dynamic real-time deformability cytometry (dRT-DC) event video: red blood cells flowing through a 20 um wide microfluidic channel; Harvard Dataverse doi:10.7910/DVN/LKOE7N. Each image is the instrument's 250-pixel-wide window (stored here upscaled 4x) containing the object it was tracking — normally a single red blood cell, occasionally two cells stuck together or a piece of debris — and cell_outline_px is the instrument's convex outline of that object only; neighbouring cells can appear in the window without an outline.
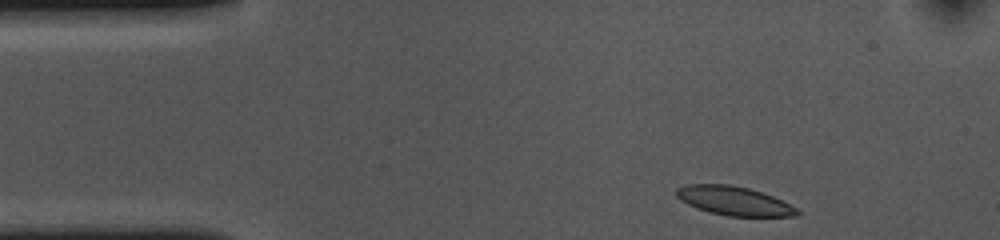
{"species": "common noctule bat (a hibernating species)", "species_latin": "Nyctalus noctula", "temperature_condition": "cold", "stored_images_in_passage": 38, "camera_frame_rate_fps": 3000, "um_per_image_px": 0.085, "animal": {"sex": "female", "body_mass_g": 10.0, "forearm_length_mm": 53.1}, "frame": {"image": 1, "passage_image": 1, "time_ms": 0.0, "image_size_px": [1000, 240], "cell_outline_px": [[800, 212], [796, 216], [728, 216], [708, 212], [696, 208], [680, 200], [676, 196], [676, 188], [688, 184], [732, 184], [764, 192], [796, 208]], "centroid_in_image_um": [62.35, 17.06], "position_along_channel_um": 22.6, "area_um2": 20.35}}
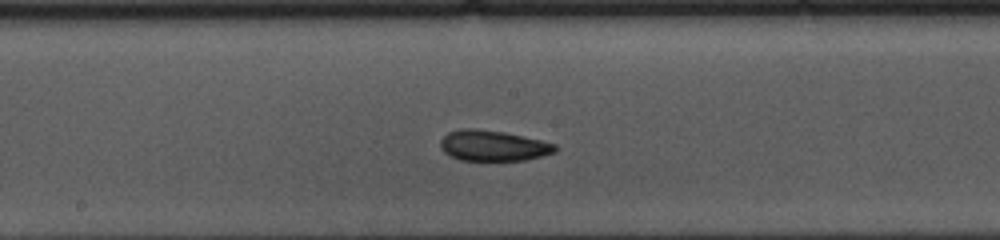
{"frame": {"image": 2, "passage_image": 21, "time_ms": 6.667, "image_size_px": [1000, 240], "cell_outline_px": [[556, 152], [524, 160], [460, 160], [444, 152], [440, 148], [440, 140], [448, 132], [460, 128], [472, 128], [504, 132], [540, 140], [556, 144]], "centroid_in_image_um": [41.88, 12.37], "position_along_channel_um": 206.3, "area_um2": 20.35}}
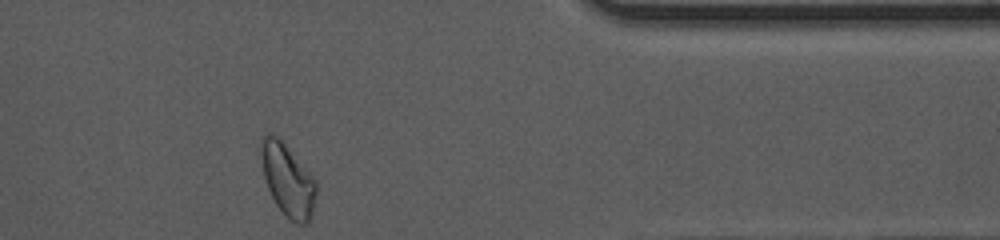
{"frame": {"image": 3, "passage_image": 38, "time_ms": 12.333, "image_size_px": [1000, 240], "cell_outline_px": [[316, 192], [312, 212], [308, 224], [300, 224], [288, 220], [276, 204], [268, 188], [264, 176], [260, 152], [260, 140], [264, 132], [268, 132], [276, 136], [284, 144], [316, 180]], "centroid_in_image_um": [24.43, 15.3], "position_along_channel_um": 387.0, "area_um2": 23.0}, "authors_computed_cell_mechanics": {"area_um2": 20.9236, "velocity_mm_per_s": 3.6173, "shape_relaxation_time_tau1_ms": 3.7894, "shape_relaxation_time_tau2_ms": 2.7141, "deformation_change_tau1": 0.0928, "deformation_change_tau2": 0.0786}}